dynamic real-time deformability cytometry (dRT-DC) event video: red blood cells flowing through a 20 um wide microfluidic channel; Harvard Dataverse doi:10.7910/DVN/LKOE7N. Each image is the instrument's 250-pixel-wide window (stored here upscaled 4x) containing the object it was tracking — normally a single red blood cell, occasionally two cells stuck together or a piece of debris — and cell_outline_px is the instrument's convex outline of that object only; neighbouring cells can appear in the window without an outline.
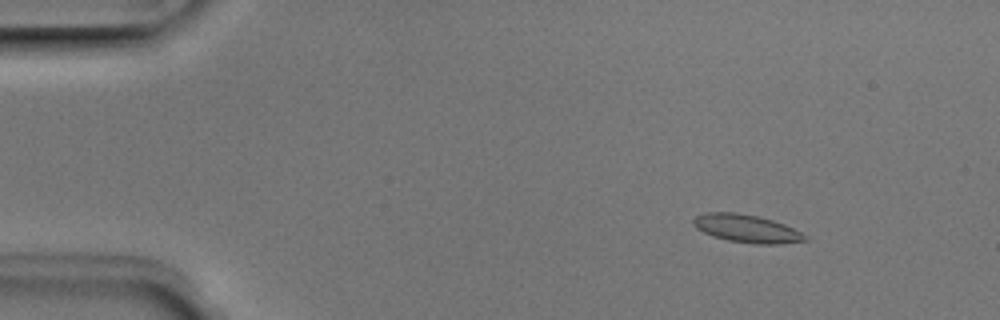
{"species": "Egyptian fruit bat (a non-hibernating species)", "species_latin": "Rousettus aegyptiacus", "temperature_condition": "room temperature", "stored_images_in_passage": 3, "camera_frame_rate_fps": 3000, "um_per_image_px": 0.085, "animal": {"sex": "male"}, "frame": {"image": 1, "passage_image": 2, "time_ms": 0.333, "image_size_px": [1000, 320], "cell_outline_px": [[808, 240], [780, 244], [756, 244], [728, 240], [712, 236], [696, 228], [692, 224], [692, 220], [696, 216], [708, 212], [736, 212], [756, 216], [772, 220], [784, 224], [808, 236]], "centroid_in_image_um": [63.45, 19.43], "position_along_channel_um": 21.5, "area_um2": 18.09}}